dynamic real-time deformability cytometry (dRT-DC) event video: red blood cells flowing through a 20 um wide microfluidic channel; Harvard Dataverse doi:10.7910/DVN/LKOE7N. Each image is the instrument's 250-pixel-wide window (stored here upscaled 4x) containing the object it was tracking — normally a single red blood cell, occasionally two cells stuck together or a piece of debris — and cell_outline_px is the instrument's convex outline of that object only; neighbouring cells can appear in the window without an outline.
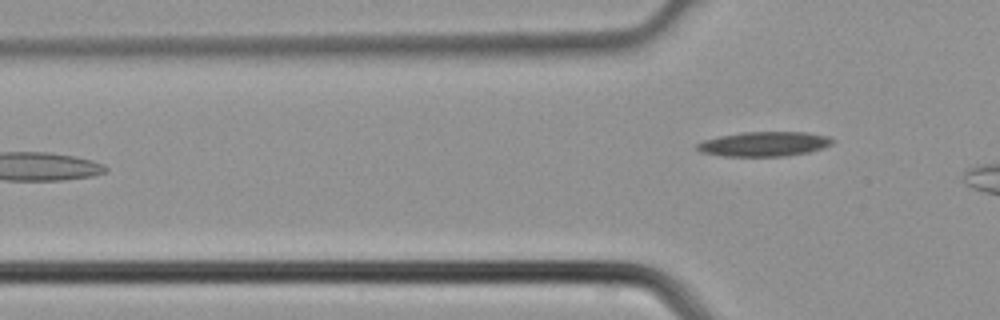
{"species": "common noctule bat (a hibernating species)", "species_latin": "Nyctalus noctula", "temperature_condition": "cold", "stored_images_in_passage": 5, "camera_frame_rate_fps": 3000, "um_per_image_px": 0.085, "animal": {"sex": "male", "body_mass_g": 21.5, "forearm_length_mm": 52.0}, "frame": {"image": 1, "passage_image": 5, "time_ms": 1.333, "image_size_px": [1000, 320], "cell_outline_px": [[836, 140], [832, 144], [824, 148], [808, 152], [788, 156], [724, 156], [700, 152], [696, 148], [696, 144], [704, 140], [720, 136], [744, 132], [808, 132], [828, 136]], "centroid_in_image_um": [64.99, 12.24], "position_along_channel_um": 60.8, "area_um2": 19.54}}